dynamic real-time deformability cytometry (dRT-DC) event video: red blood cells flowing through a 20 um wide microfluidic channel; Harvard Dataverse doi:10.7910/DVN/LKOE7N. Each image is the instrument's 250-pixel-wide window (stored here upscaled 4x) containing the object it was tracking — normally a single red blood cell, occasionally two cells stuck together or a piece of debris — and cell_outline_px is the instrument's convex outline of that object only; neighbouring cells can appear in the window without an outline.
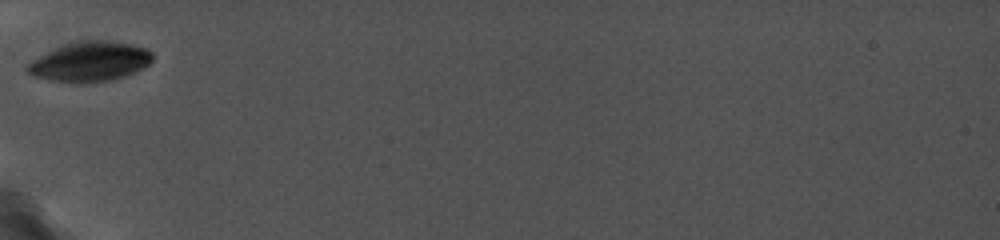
{"species": "common noctule bat (a hibernating species)", "species_latin": "Nyctalus noctula", "temperature_condition": "cold", "stored_images_in_passage": 4, "camera_frame_rate_fps": 5000, "um_per_image_px": 0.085, "animal": {"sex": "female", "body_mass_g": 19.0, "forearm_length_mm": 56.7}, "frame": {"image": 1, "passage_image": 1, "time_ms": 0.0, "image_size_px": [1000, 240], "cell_outline_px": [[152, 60], [144, 68], [136, 72], [112, 80], [52, 80], [36, 76], [28, 72], [24, 68], [28, 64], [52, 48], [64, 44], [80, 40], [112, 40], [132, 44], [144, 48], [152, 52]], "centroid_in_image_um": [7.69, 5.18], "position_along_channel_um": 77.3, "area_um2": 28.26}}
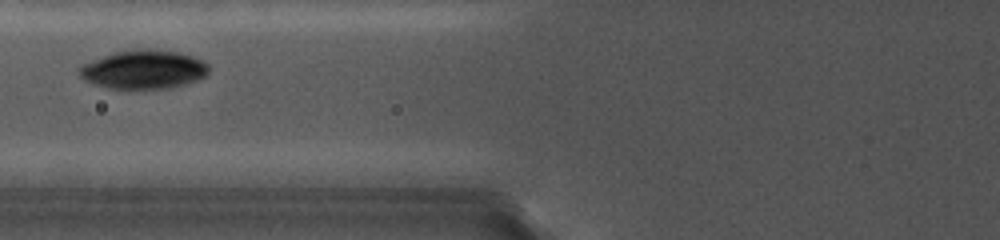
{"frame": {"image": 2, "passage_image": 2, "time_ms": 1.0, "image_size_px": [1000, 240], "cell_outline_px": [[208, 72], [204, 76], [196, 80], [184, 84], [168, 88], [108, 88], [84, 80], [80, 76], [76, 68], [92, 60], [112, 52], [136, 48], [156, 48], [180, 52], [204, 60], [208, 64]], "centroid_in_image_um": [12.2, 5.87], "position_along_channel_um": 113.6, "area_um2": 29.48}}